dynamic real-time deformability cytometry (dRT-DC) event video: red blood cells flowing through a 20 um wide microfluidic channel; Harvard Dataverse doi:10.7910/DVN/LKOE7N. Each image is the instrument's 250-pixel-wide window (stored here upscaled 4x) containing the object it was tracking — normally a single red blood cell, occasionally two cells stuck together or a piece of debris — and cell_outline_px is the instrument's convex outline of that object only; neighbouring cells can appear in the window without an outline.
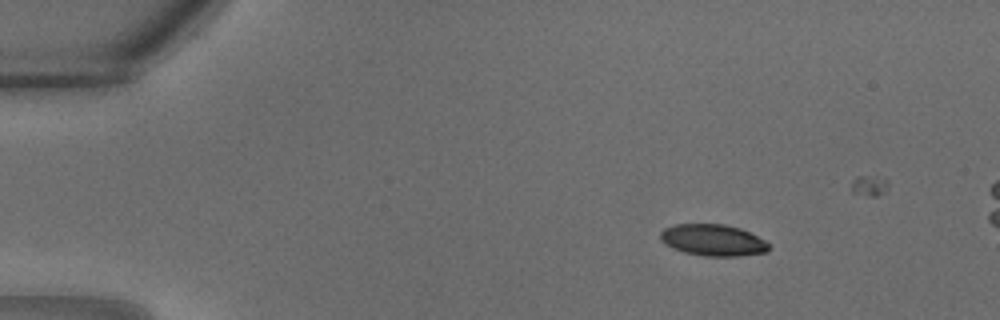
{"species": "common noctule bat (a hibernating species)", "species_latin": "Nyctalus noctula", "temperature_condition": "warm", "stored_images_in_passage": 13, "camera_frame_rate_fps": 3000, "um_per_image_px": 0.085, "animal": {"sex": "male", "body_mass_g": 18.8}, "frame": {"image": 1, "passage_image": 3, "time_ms": 0.667, "image_size_px": [1000, 320], "cell_outline_px": [[768, 252], [736, 256], [704, 256], [684, 252], [672, 248], [664, 244], [660, 240], [660, 232], [664, 228], [676, 224], [724, 224], [740, 228], [764, 240], [768, 244]], "centroid_in_image_um": [60.56, 20.41], "position_along_channel_um": 24.4, "area_um2": 19.88}}